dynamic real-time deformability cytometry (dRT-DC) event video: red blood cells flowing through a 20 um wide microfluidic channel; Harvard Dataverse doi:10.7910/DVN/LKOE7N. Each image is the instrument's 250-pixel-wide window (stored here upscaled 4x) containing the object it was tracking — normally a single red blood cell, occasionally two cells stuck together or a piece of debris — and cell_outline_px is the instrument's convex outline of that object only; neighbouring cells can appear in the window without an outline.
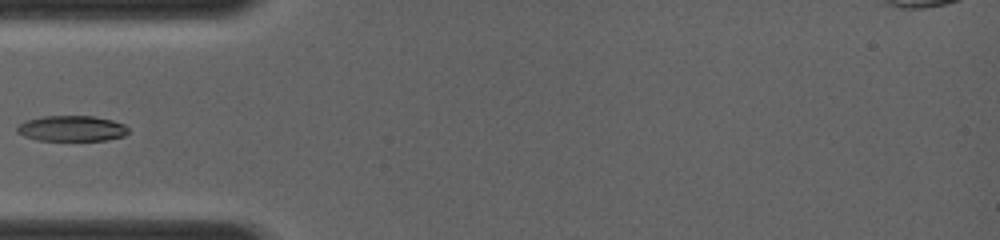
{"species": "common noctule bat (a hibernating species)", "species_latin": "Nyctalus noctula", "temperature_condition": "room temperature", "stored_images_in_passage": 23, "camera_frame_rate_fps": 4000, "um_per_image_px": 0.085, "animal": {"sex": "female", "body_mass_g": 19.0, "forearm_length_mm": 56.7}, "frame": {"image": 1, "passage_image": 4, "time_ms": 1.75, "image_size_px": [1000, 240], "cell_outline_px": [[128, 132], [124, 136], [108, 140], [36, 140], [24, 136], [16, 132], [16, 128], [24, 120], [40, 116], [92, 116], [112, 120], [124, 124], [128, 128]], "centroid_in_image_um": [6.07, 10.91], "position_along_channel_um": 78.9, "area_um2": 16.7}}
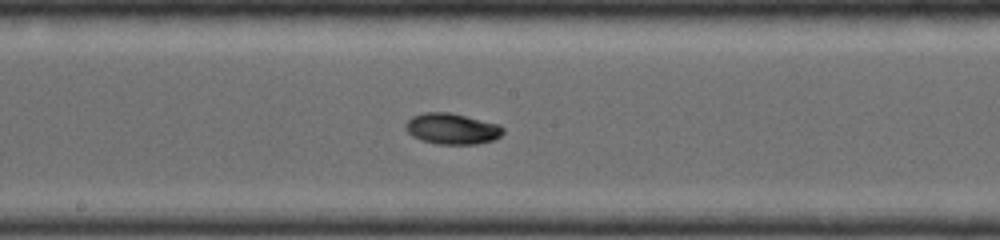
{"frame": {"image": 2, "passage_image": 9, "time_ms": 4.5, "image_size_px": [1000, 240], "cell_outline_px": [[504, 132], [500, 136], [492, 140], [476, 144], [436, 144], [420, 140], [412, 136], [404, 128], [404, 124], [412, 116], [424, 112], [448, 112], [500, 124], [504, 128]], "centroid_in_image_um": [38.4, 10.94], "position_along_channel_um": 209.8, "area_um2": 17.69}}
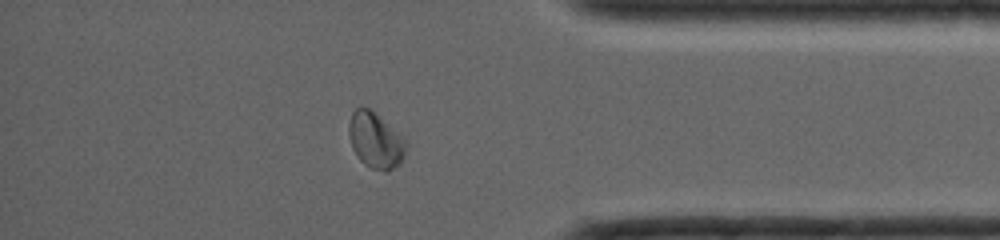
{"frame": {"image": 3, "passage_image": 18, "time_ms": 8.75, "image_size_px": [1000, 240], "cell_outline_px": [[408, 144], [404, 156], [400, 164], [384, 172], [372, 168], [364, 164], [356, 156], [352, 148], [348, 132], [348, 124], [352, 112], [360, 104], [372, 108], [408, 140]], "centroid_in_image_um": [31.93, 11.88], "position_along_channel_um": 403.3, "area_um2": 19.31}}